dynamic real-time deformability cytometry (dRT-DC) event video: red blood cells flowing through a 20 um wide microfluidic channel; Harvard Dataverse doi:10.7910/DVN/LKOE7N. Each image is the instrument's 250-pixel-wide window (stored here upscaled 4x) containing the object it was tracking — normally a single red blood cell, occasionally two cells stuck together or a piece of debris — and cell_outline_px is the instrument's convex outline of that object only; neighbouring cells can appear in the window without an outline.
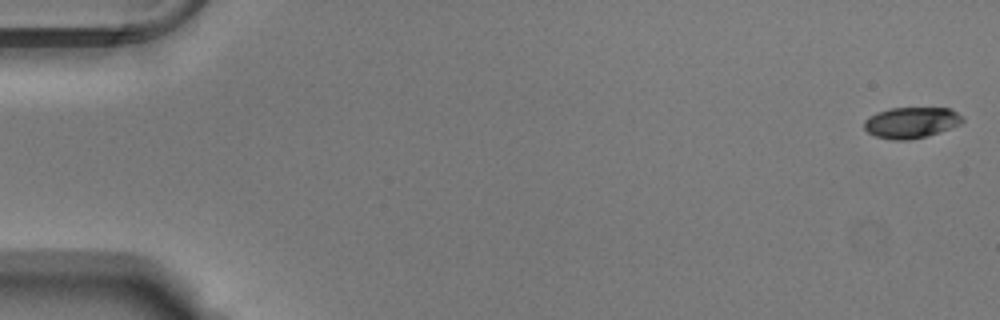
{"species": "Egyptian fruit bat (a non-hibernating species)", "species_latin": "Rousettus aegyptiacus", "temperature_condition": "warm", "stored_images_in_passage": 54, "camera_frame_rate_fps": 3000, "um_per_image_px": 0.085, "animal": {"sex": "male"}, "frame": {"image": 1, "passage_image": 1, "time_ms": 0.0, "image_size_px": [1000, 320], "cell_outline_px": [[964, 120], [960, 124], [940, 132], [908, 140], [892, 140], [876, 136], [868, 132], [864, 128], [864, 120], [868, 116], [876, 112], [888, 108], [952, 108]], "centroid_in_image_um": [77.42, 10.41], "position_along_channel_um": 7.6, "area_um2": 17.74}}
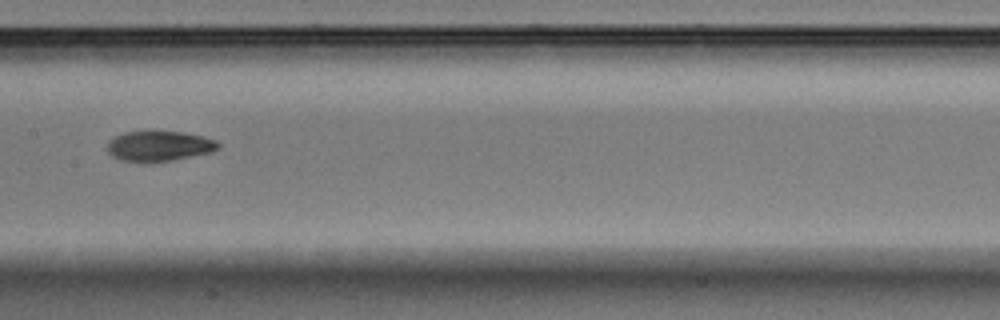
{"frame": {"image": 2, "passage_image": 28, "time_ms": 9.0, "image_size_px": [1000, 320], "cell_outline_px": [[220, 148], [212, 152], [172, 160], [148, 164], [144, 164], [120, 160], [112, 156], [108, 152], [108, 140], [124, 132], [180, 132], [204, 136], [216, 140], [220, 144]], "centroid_in_image_um": [13.52, 12.45], "position_along_channel_um": 193.9, "area_um2": 19.83}}
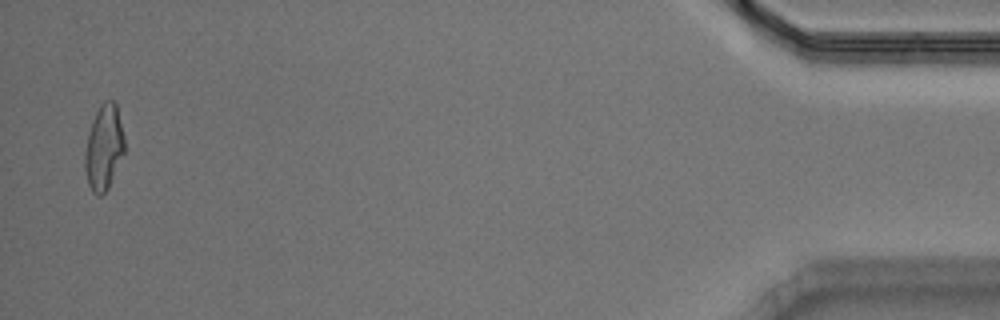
{"frame": {"image": 3, "passage_image": 53, "time_ms": 17.333, "image_size_px": [1000, 320], "cell_outline_px": [[124, 152], [108, 188], [100, 196], [96, 196], [92, 192], [88, 184], [84, 168], [84, 156], [88, 136], [92, 120], [100, 104], [104, 100], [112, 100], [116, 104], [124, 136]], "centroid_in_image_um": [8.81, 12.54], "position_along_channel_um": 426.4, "area_um2": 19.54}, "authors_computed_cell_mechanics": {"area_um2": 19.3052, "velocity_mm_per_s": 3.7984, "shape_relaxation_time_tau1_ms": 6.7618, "shape_relaxation_time_tau2_ms": 3.4323, "deformation_change_tau1": 0.2005, "deformation_change_tau2": 0.0952}}